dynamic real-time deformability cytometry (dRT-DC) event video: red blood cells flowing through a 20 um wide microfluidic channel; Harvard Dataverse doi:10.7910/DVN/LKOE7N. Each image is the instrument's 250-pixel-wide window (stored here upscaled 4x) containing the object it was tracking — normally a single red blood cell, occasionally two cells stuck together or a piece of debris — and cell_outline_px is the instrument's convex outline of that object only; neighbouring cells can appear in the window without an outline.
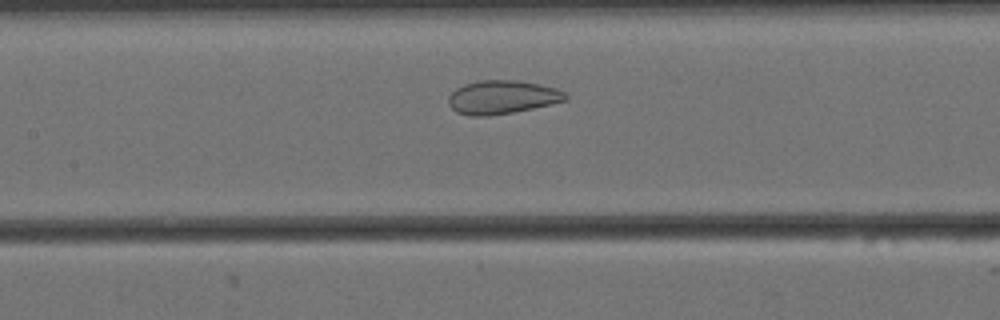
{"species": "Egyptian fruit bat (a non-hibernating species)", "species_latin": "Rousettus aegyptiacus", "temperature_condition": "cold", "stored_images_in_passage": 36, "camera_frame_rate_fps": 3000, "um_per_image_px": 0.085, "animal": {"sex": "female"}, "frame": {"image": 1, "passage_image": 11, "time_ms": 3.333, "image_size_px": [1000, 320], "cell_outline_px": [[568, 100], [532, 108], [512, 112], [488, 116], [468, 116], [456, 112], [448, 104], [448, 96], [456, 88], [464, 84], [480, 80], [512, 80], [540, 84], [556, 88], [564, 92], [568, 96]], "centroid_in_image_um": [42.66, 8.26], "position_along_channel_um": 164.7, "area_um2": 22.89}}
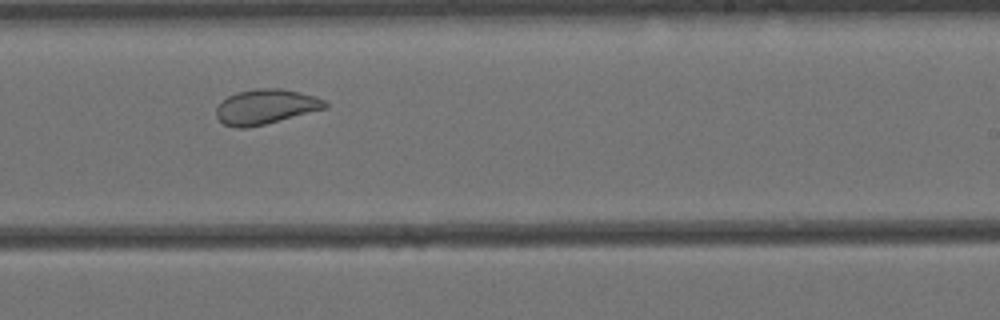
{"frame": {"image": 2, "passage_image": 20, "time_ms": 6.333, "image_size_px": [1000, 320], "cell_outline_px": [[328, 108], [264, 124], [244, 128], [236, 128], [224, 124], [216, 116], [216, 108], [228, 96], [236, 92], [260, 88], [280, 88], [300, 92], [324, 100], [328, 104]], "centroid_in_image_um": [22.59, 9.07], "position_along_channel_um": 266.4, "area_um2": 21.91}}
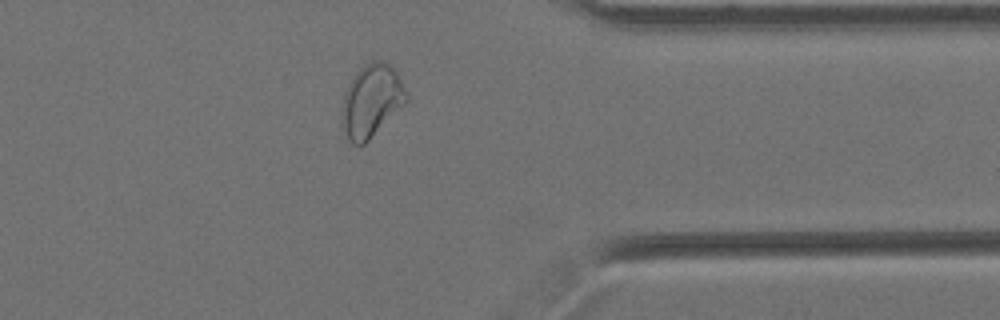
{"frame": {"image": 3, "passage_image": 31, "time_ms": 10.0, "image_size_px": [1000, 320], "cell_outline_px": [[408, 100], [364, 144], [352, 144], [348, 140], [340, 124], [340, 108], [344, 92], [348, 84], [360, 68], [364, 64], [372, 60], [384, 60], [396, 72], [408, 96]], "centroid_in_image_um": [31.51, 8.57], "position_along_channel_um": 379.9, "area_um2": 27.28}, "authors_computed_cell_mechanics": {"area_um2": 22.6576, "velocity_mm_per_s": 3.4186, "shape_relaxation_time_tau1_ms": null, "shape_relaxation_time_tau2_ms": 1.1306, "deformation_change_tau1": null, "deformation_change_tau2": 0.0699}}